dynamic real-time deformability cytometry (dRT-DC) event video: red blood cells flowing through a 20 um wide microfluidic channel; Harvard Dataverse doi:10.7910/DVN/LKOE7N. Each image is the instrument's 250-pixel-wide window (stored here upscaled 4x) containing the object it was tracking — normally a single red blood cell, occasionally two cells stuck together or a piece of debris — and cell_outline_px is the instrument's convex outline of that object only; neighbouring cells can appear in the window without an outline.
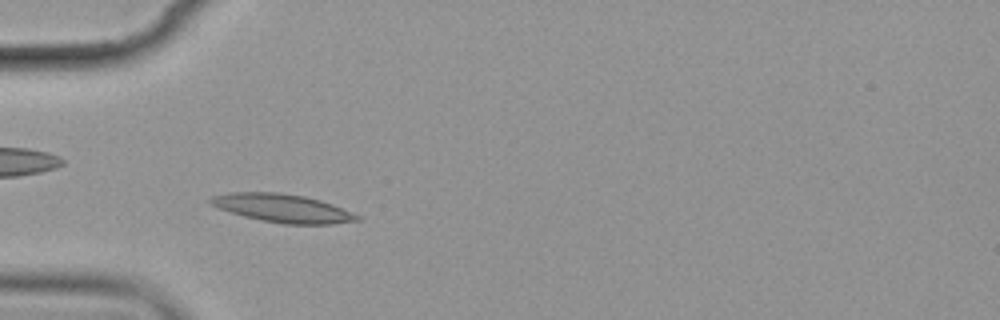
{"species": "common noctule bat (a hibernating species)", "species_latin": "Nyctalus noctula", "temperature_condition": "cold", "stored_images_in_passage": 3, "camera_frame_rate_fps": 3000, "um_per_image_px": 0.085, "animal": {"sex": "female", "body_mass_g": 19.9}, "frame": {"image": 1, "passage_image": 2, "time_ms": 1.333, "image_size_px": [1000, 320], "cell_outline_px": [[364, 220], [332, 224], [284, 224], [260, 220], [244, 216], [208, 204], [208, 200], [212, 196], [232, 192], [280, 192], [304, 196], [320, 200], [332, 204], [360, 216]], "centroid_in_image_um": [24.03, 17.7], "position_along_channel_um": 61.0, "area_um2": 24.16}}
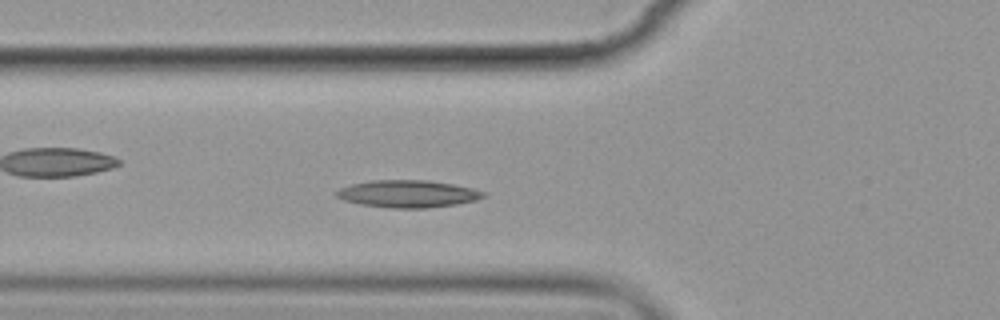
{"frame": {"image": 2, "passage_image": 3, "time_ms": 2.333, "image_size_px": [1000, 320], "cell_outline_px": [[488, 196], [476, 200], [456, 204], [428, 208], [392, 208], [360, 204], [344, 200], [336, 196], [332, 192], [340, 188], [352, 184], [368, 180], [428, 180], [452, 184], [472, 188], [484, 192]], "centroid_in_image_um": [34.65, 16.47], "position_along_channel_um": 91.2, "area_um2": 23.47}}